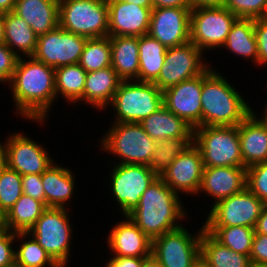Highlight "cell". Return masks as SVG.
Listing matches in <instances>:
<instances>
[{"label": "cell", "mask_w": 267, "mask_h": 267, "mask_svg": "<svg viewBox=\"0 0 267 267\" xmlns=\"http://www.w3.org/2000/svg\"><path fill=\"white\" fill-rule=\"evenodd\" d=\"M37 40L38 36L23 18L13 11L4 13V43L18 57L21 53L24 57L32 56Z\"/></svg>", "instance_id": "obj_28"}, {"label": "cell", "mask_w": 267, "mask_h": 267, "mask_svg": "<svg viewBox=\"0 0 267 267\" xmlns=\"http://www.w3.org/2000/svg\"><path fill=\"white\" fill-rule=\"evenodd\" d=\"M193 143L201 151L204 167L244 166L237 126H197Z\"/></svg>", "instance_id": "obj_5"}, {"label": "cell", "mask_w": 267, "mask_h": 267, "mask_svg": "<svg viewBox=\"0 0 267 267\" xmlns=\"http://www.w3.org/2000/svg\"><path fill=\"white\" fill-rule=\"evenodd\" d=\"M21 184L23 194L31 196L32 198L41 201L45 205V193L41 180V174L22 175Z\"/></svg>", "instance_id": "obj_43"}, {"label": "cell", "mask_w": 267, "mask_h": 267, "mask_svg": "<svg viewBox=\"0 0 267 267\" xmlns=\"http://www.w3.org/2000/svg\"><path fill=\"white\" fill-rule=\"evenodd\" d=\"M87 38L59 26L46 34L39 35L32 57L54 69L80 61Z\"/></svg>", "instance_id": "obj_13"}, {"label": "cell", "mask_w": 267, "mask_h": 267, "mask_svg": "<svg viewBox=\"0 0 267 267\" xmlns=\"http://www.w3.org/2000/svg\"><path fill=\"white\" fill-rule=\"evenodd\" d=\"M7 138V167L20 175L42 174L54 163L46 149L26 135L13 133Z\"/></svg>", "instance_id": "obj_17"}, {"label": "cell", "mask_w": 267, "mask_h": 267, "mask_svg": "<svg viewBox=\"0 0 267 267\" xmlns=\"http://www.w3.org/2000/svg\"><path fill=\"white\" fill-rule=\"evenodd\" d=\"M6 144L0 142V172L7 166Z\"/></svg>", "instance_id": "obj_52"}, {"label": "cell", "mask_w": 267, "mask_h": 267, "mask_svg": "<svg viewBox=\"0 0 267 267\" xmlns=\"http://www.w3.org/2000/svg\"><path fill=\"white\" fill-rule=\"evenodd\" d=\"M189 3L191 10L224 6V0H189Z\"/></svg>", "instance_id": "obj_48"}, {"label": "cell", "mask_w": 267, "mask_h": 267, "mask_svg": "<svg viewBox=\"0 0 267 267\" xmlns=\"http://www.w3.org/2000/svg\"><path fill=\"white\" fill-rule=\"evenodd\" d=\"M22 175L7 166L0 172V214L4 216L23 194Z\"/></svg>", "instance_id": "obj_38"}, {"label": "cell", "mask_w": 267, "mask_h": 267, "mask_svg": "<svg viewBox=\"0 0 267 267\" xmlns=\"http://www.w3.org/2000/svg\"><path fill=\"white\" fill-rule=\"evenodd\" d=\"M138 81L154 82L165 64L167 48L148 34L139 37Z\"/></svg>", "instance_id": "obj_31"}, {"label": "cell", "mask_w": 267, "mask_h": 267, "mask_svg": "<svg viewBox=\"0 0 267 267\" xmlns=\"http://www.w3.org/2000/svg\"><path fill=\"white\" fill-rule=\"evenodd\" d=\"M237 18L224 6L193 9L190 13V41L202 51L223 47Z\"/></svg>", "instance_id": "obj_11"}, {"label": "cell", "mask_w": 267, "mask_h": 267, "mask_svg": "<svg viewBox=\"0 0 267 267\" xmlns=\"http://www.w3.org/2000/svg\"><path fill=\"white\" fill-rule=\"evenodd\" d=\"M203 51L192 41L167 48L165 64L153 82L161 91L202 74L208 67L204 63Z\"/></svg>", "instance_id": "obj_14"}, {"label": "cell", "mask_w": 267, "mask_h": 267, "mask_svg": "<svg viewBox=\"0 0 267 267\" xmlns=\"http://www.w3.org/2000/svg\"><path fill=\"white\" fill-rule=\"evenodd\" d=\"M3 220V216L0 214V222Z\"/></svg>", "instance_id": "obj_60"}, {"label": "cell", "mask_w": 267, "mask_h": 267, "mask_svg": "<svg viewBox=\"0 0 267 267\" xmlns=\"http://www.w3.org/2000/svg\"><path fill=\"white\" fill-rule=\"evenodd\" d=\"M121 81L111 66L88 72L81 101L98 110H105L104 107L112 102Z\"/></svg>", "instance_id": "obj_25"}, {"label": "cell", "mask_w": 267, "mask_h": 267, "mask_svg": "<svg viewBox=\"0 0 267 267\" xmlns=\"http://www.w3.org/2000/svg\"><path fill=\"white\" fill-rule=\"evenodd\" d=\"M111 67L122 80H138L139 37L110 36Z\"/></svg>", "instance_id": "obj_26"}, {"label": "cell", "mask_w": 267, "mask_h": 267, "mask_svg": "<svg viewBox=\"0 0 267 267\" xmlns=\"http://www.w3.org/2000/svg\"><path fill=\"white\" fill-rule=\"evenodd\" d=\"M101 139L102 149L120 156L118 164L149 165L156 147L154 141L140 123H112Z\"/></svg>", "instance_id": "obj_7"}, {"label": "cell", "mask_w": 267, "mask_h": 267, "mask_svg": "<svg viewBox=\"0 0 267 267\" xmlns=\"http://www.w3.org/2000/svg\"><path fill=\"white\" fill-rule=\"evenodd\" d=\"M69 218L67 208L47 207L28 231L60 267H66L71 250Z\"/></svg>", "instance_id": "obj_8"}, {"label": "cell", "mask_w": 267, "mask_h": 267, "mask_svg": "<svg viewBox=\"0 0 267 267\" xmlns=\"http://www.w3.org/2000/svg\"><path fill=\"white\" fill-rule=\"evenodd\" d=\"M121 81L110 103L114 123H140L163 106V92L153 82Z\"/></svg>", "instance_id": "obj_4"}, {"label": "cell", "mask_w": 267, "mask_h": 267, "mask_svg": "<svg viewBox=\"0 0 267 267\" xmlns=\"http://www.w3.org/2000/svg\"><path fill=\"white\" fill-rule=\"evenodd\" d=\"M201 260L208 267H250V256L232 251L217 241L208 231L202 230Z\"/></svg>", "instance_id": "obj_29"}, {"label": "cell", "mask_w": 267, "mask_h": 267, "mask_svg": "<svg viewBox=\"0 0 267 267\" xmlns=\"http://www.w3.org/2000/svg\"><path fill=\"white\" fill-rule=\"evenodd\" d=\"M192 143L193 139H165L157 141L148 166L159 176Z\"/></svg>", "instance_id": "obj_36"}, {"label": "cell", "mask_w": 267, "mask_h": 267, "mask_svg": "<svg viewBox=\"0 0 267 267\" xmlns=\"http://www.w3.org/2000/svg\"><path fill=\"white\" fill-rule=\"evenodd\" d=\"M87 72L77 64L58 67L55 69V91L63 95L71 103L82 100Z\"/></svg>", "instance_id": "obj_33"}, {"label": "cell", "mask_w": 267, "mask_h": 267, "mask_svg": "<svg viewBox=\"0 0 267 267\" xmlns=\"http://www.w3.org/2000/svg\"><path fill=\"white\" fill-rule=\"evenodd\" d=\"M58 16L65 31L86 38L108 36L107 0H59Z\"/></svg>", "instance_id": "obj_6"}, {"label": "cell", "mask_w": 267, "mask_h": 267, "mask_svg": "<svg viewBox=\"0 0 267 267\" xmlns=\"http://www.w3.org/2000/svg\"><path fill=\"white\" fill-rule=\"evenodd\" d=\"M0 43H4V13H0Z\"/></svg>", "instance_id": "obj_54"}, {"label": "cell", "mask_w": 267, "mask_h": 267, "mask_svg": "<svg viewBox=\"0 0 267 267\" xmlns=\"http://www.w3.org/2000/svg\"><path fill=\"white\" fill-rule=\"evenodd\" d=\"M255 232L263 235H267V204L262 209L261 215L258 218Z\"/></svg>", "instance_id": "obj_49"}, {"label": "cell", "mask_w": 267, "mask_h": 267, "mask_svg": "<svg viewBox=\"0 0 267 267\" xmlns=\"http://www.w3.org/2000/svg\"><path fill=\"white\" fill-rule=\"evenodd\" d=\"M15 262L19 267H60L33 236L21 242L18 250H15Z\"/></svg>", "instance_id": "obj_37"}, {"label": "cell", "mask_w": 267, "mask_h": 267, "mask_svg": "<svg viewBox=\"0 0 267 267\" xmlns=\"http://www.w3.org/2000/svg\"><path fill=\"white\" fill-rule=\"evenodd\" d=\"M202 126H238L252 108L228 81L211 67L203 72Z\"/></svg>", "instance_id": "obj_3"}, {"label": "cell", "mask_w": 267, "mask_h": 267, "mask_svg": "<svg viewBox=\"0 0 267 267\" xmlns=\"http://www.w3.org/2000/svg\"><path fill=\"white\" fill-rule=\"evenodd\" d=\"M19 57L5 43H0V83L12 78Z\"/></svg>", "instance_id": "obj_42"}, {"label": "cell", "mask_w": 267, "mask_h": 267, "mask_svg": "<svg viewBox=\"0 0 267 267\" xmlns=\"http://www.w3.org/2000/svg\"><path fill=\"white\" fill-rule=\"evenodd\" d=\"M204 229L232 251L250 256L255 228L246 226H204Z\"/></svg>", "instance_id": "obj_34"}, {"label": "cell", "mask_w": 267, "mask_h": 267, "mask_svg": "<svg viewBox=\"0 0 267 267\" xmlns=\"http://www.w3.org/2000/svg\"><path fill=\"white\" fill-rule=\"evenodd\" d=\"M191 8H153L148 35L166 48L190 41Z\"/></svg>", "instance_id": "obj_18"}, {"label": "cell", "mask_w": 267, "mask_h": 267, "mask_svg": "<svg viewBox=\"0 0 267 267\" xmlns=\"http://www.w3.org/2000/svg\"><path fill=\"white\" fill-rule=\"evenodd\" d=\"M262 118H259L261 122L267 127V105L265 106V111L263 112Z\"/></svg>", "instance_id": "obj_56"}, {"label": "cell", "mask_w": 267, "mask_h": 267, "mask_svg": "<svg viewBox=\"0 0 267 267\" xmlns=\"http://www.w3.org/2000/svg\"><path fill=\"white\" fill-rule=\"evenodd\" d=\"M72 174L71 170L57 166L55 162L41 174L46 207H67L65 204L72 198L75 185Z\"/></svg>", "instance_id": "obj_27"}, {"label": "cell", "mask_w": 267, "mask_h": 267, "mask_svg": "<svg viewBox=\"0 0 267 267\" xmlns=\"http://www.w3.org/2000/svg\"><path fill=\"white\" fill-rule=\"evenodd\" d=\"M110 188L121 213L128 215L139 203L149 185L159 176L144 164H115L111 170ZM112 178V179H111Z\"/></svg>", "instance_id": "obj_10"}, {"label": "cell", "mask_w": 267, "mask_h": 267, "mask_svg": "<svg viewBox=\"0 0 267 267\" xmlns=\"http://www.w3.org/2000/svg\"><path fill=\"white\" fill-rule=\"evenodd\" d=\"M46 208L41 201L22 194L3 216L7 230L15 233L28 232Z\"/></svg>", "instance_id": "obj_32"}, {"label": "cell", "mask_w": 267, "mask_h": 267, "mask_svg": "<svg viewBox=\"0 0 267 267\" xmlns=\"http://www.w3.org/2000/svg\"><path fill=\"white\" fill-rule=\"evenodd\" d=\"M244 167L267 161V127L252 112L238 126Z\"/></svg>", "instance_id": "obj_22"}, {"label": "cell", "mask_w": 267, "mask_h": 267, "mask_svg": "<svg viewBox=\"0 0 267 267\" xmlns=\"http://www.w3.org/2000/svg\"><path fill=\"white\" fill-rule=\"evenodd\" d=\"M179 194L158 177L142 194L138 205L128 214L137 227L151 240L182 227L176 221L186 213Z\"/></svg>", "instance_id": "obj_2"}, {"label": "cell", "mask_w": 267, "mask_h": 267, "mask_svg": "<svg viewBox=\"0 0 267 267\" xmlns=\"http://www.w3.org/2000/svg\"><path fill=\"white\" fill-rule=\"evenodd\" d=\"M16 0H0V13H8L14 10Z\"/></svg>", "instance_id": "obj_50"}, {"label": "cell", "mask_w": 267, "mask_h": 267, "mask_svg": "<svg viewBox=\"0 0 267 267\" xmlns=\"http://www.w3.org/2000/svg\"><path fill=\"white\" fill-rule=\"evenodd\" d=\"M28 236V232L15 233L12 231H7L0 238V267L15 262V250L12 248V244L16 239L22 241V238L27 239Z\"/></svg>", "instance_id": "obj_41"}, {"label": "cell", "mask_w": 267, "mask_h": 267, "mask_svg": "<svg viewBox=\"0 0 267 267\" xmlns=\"http://www.w3.org/2000/svg\"><path fill=\"white\" fill-rule=\"evenodd\" d=\"M246 170L244 166L204 167L198 194L203 191L217 203L239 193L246 188Z\"/></svg>", "instance_id": "obj_20"}, {"label": "cell", "mask_w": 267, "mask_h": 267, "mask_svg": "<svg viewBox=\"0 0 267 267\" xmlns=\"http://www.w3.org/2000/svg\"><path fill=\"white\" fill-rule=\"evenodd\" d=\"M141 267H162L160 263L155 259V257L151 254L149 257H146L142 261Z\"/></svg>", "instance_id": "obj_51"}, {"label": "cell", "mask_w": 267, "mask_h": 267, "mask_svg": "<svg viewBox=\"0 0 267 267\" xmlns=\"http://www.w3.org/2000/svg\"><path fill=\"white\" fill-rule=\"evenodd\" d=\"M246 188L267 204V161L247 167Z\"/></svg>", "instance_id": "obj_40"}, {"label": "cell", "mask_w": 267, "mask_h": 267, "mask_svg": "<svg viewBox=\"0 0 267 267\" xmlns=\"http://www.w3.org/2000/svg\"><path fill=\"white\" fill-rule=\"evenodd\" d=\"M7 227L4 223V220L0 222V238L7 232Z\"/></svg>", "instance_id": "obj_55"}, {"label": "cell", "mask_w": 267, "mask_h": 267, "mask_svg": "<svg viewBox=\"0 0 267 267\" xmlns=\"http://www.w3.org/2000/svg\"><path fill=\"white\" fill-rule=\"evenodd\" d=\"M140 125L156 142L165 139H193L194 135V128L164 105L142 120Z\"/></svg>", "instance_id": "obj_24"}, {"label": "cell", "mask_w": 267, "mask_h": 267, "mask_svg": "<svg viewBox=\"0 0 267 267\" xmlns=\"http://www.w3.org/2000/svg\"><path fill=\"white\" fill-rule=\"evenodd\" d=\"M265 203L244 188L213 204L204 226H246L255 228Z\"/></svg>", "instance_id": "obj_12"}, {"label": "cell", "mask_w": 267, "mask_h": 267, "mask_svg": "<svg viewBox=\"0 0 267 267\" xmlns=\"http://www.w3.org/2000/svg\"><path fill=\"white\" fill-rule=\"evenodd\" d=\"M13 12L39 36L59 26V0H16Z\"/></svg>", "instance_id": "obj_23"}, {"label": "cell", "mask_w": 267, "mask_h": 267, "mask_svg": "<svg viewBox=\"0 0 267 267\" xmlns=\"http://www.w3.org/2000/svg\"><path fill=\"white\" fill-rule=\"evenodd\" d=\"M224 7L238 18L259 19L267 13V0H224Z\"/></svg>", "instance_id": "obj_39"}, {"label": "cell", "mask_w": 267, "mask_h": 267, "mask_svg": "<svg viewBox=\"0 0 267 267\" xmlns=\"http://www.w3.org/2000/svg\"><path fill=\"white\" fill-rule=\"evenodd\" d=\"M121 1L133 3L135 5L142 7H153L152 0H121Z\"/></svg>", "instance_id": "obj_53"}, {"label": "cell", "mask_w": 267, "mask_h": 267, "mask_svg": "<svg viewBox=\"0 0 267 267\" xmlns=\"http://www.w3.org/2000/svg\"><path fill=\"white\" fill-rule=\"evenodd\" d=\"M250 267H267L265 265H255V264H251Z\"/></svg>", "instance_id": "obj_59"}, {"label": "cell", "mask_w": 267, "mask_h": 267, "mask_svg": "<svg viewBox=\"0 0 267 267\" xmlns=\"http://www.w3.org/2000/svg\"><path fill=\"white\" fill-rule=\"evenodd\" d=\"M232 54L252 59L258 63L257 40L254 32V19L237 18L223 45Z\"/></svg>", "instance_id": "obj_30"}, {"label": "cell", "mask_w": 267, "mask_h": 267, "mask_svg": "<svg viewBox=\"0 0 267 267\" xmlns=\"http://www.w3.org/2000/svg\"><path fill=\"white\" fill-rule=\"evenodd\" d=\"M195 267H208L202 260Z\"/></svg>", "instance_id": "obj_57"}, {"label": "cell", "mask_w": 267, "mask_h": 267, "mask_svg": "<svg viewBox=\"0 0 267 267\" xmlns=\"http://www.w3.org/2000/svg\"><path fill=\"white\" fill-rule=\"evenodd\" d=\"M251 264L267 266V235L255 232L251 254Z\"/></svg>", "instance_id": "obj_45"}, {"label": "cell", "mask_w": 267, "mask_h": 267, "mask_svg": "<svg viewBox=\"0 0 267 267\" xmlns=\"http://www.w3.org/2000/svg\"><path fill=\"white\" fill-rule=\"evenodd\" d=\"M110 232L108 245L114 256L149 257L152 240L146 236L128 215Z\"/></svg>", "instance_id": "obj_21"}, {"label": "cell", "mask_w": 267, "mask_h": 267, "mask_svg": "<svg viewBox=\"0 0 267 267\" xmlns=\"http://www.w3.org/2000/svg\"><path fill=\"white\" fill-rule=\"evenodd\" d=\"M108 36L148 34L153 7H142L121 0H107Z\"/></svg>", "instance_id": "obj_19"}, {"label": "cell", "mask_w": 267, "mask_h": 267, "mask_svg": "<svg viewBox=\"0 0 267 267\" xmlns=\"http://www.w3.org/2000/svg\"><path fill=\"white\" fill-rule=\"evenodd\" d=\"M203 73L165 89L163 105L192 128L202 126Z\"/></svg>", "instance_id": "obj_16"}, {"label": "cell", "mask_w": 267, "mask_h": 267, "mask_svg": "<svg viewBox=\"0 0 267 267\" xmlns=\"http://www.w3.org/2000/svg\"><path fill=\"white\" fill-rule=\"evenodd\" d=\"M254 32L257 40L258 65L267 66V18L254 19Z\"/></svg>", "instance_id": "obj_44"}, {"label": "cell", "mask_w": 267, "mask_h": 267, "mask_svg": "<svg viewBox=\"0 0 267 267\" xmlns=\"http://www.w3.org/2000/svg\"><path fill=\"white\" fill-rule=\"evenodd\" d=\"M27 58L19 57L9 86L16 111L41 124L56 98L55 69L32 56Z\"/></svg>", "instance_id": "obj_1"}, {"label": "cell", "mask_w": 267, "mask_h": 267, "mask_svg": "<svg viewBox=\"0 0 267 267\" xmlns=\"http://www.w3.org/2000/svg\"><path fill=\"white\" fill-rule=\"evenodd\" d=\"M79 65L87 73L111 66L110 36L87 38Z\"/></svg>", "instance_id": "obj_35"}, {"label": "cell", "mask_w": 267, "mask_h": 267, "mask_svg": "<svg viewBox=\"0 0 267 267\" xmlns=\"http://www.w3.org/2000/svg\"><path fill=\"white\" fill-rule=\"evenodd\" d=\"M203 169L201 151L192 143L173 160L159 177L177 194L184 192L194 195L198 194Z\"/></svg>", "instance_id": "obj_15"}, {"label": "cell", "mask_w": 267, "mask_h": 267, "mask_svg": "<svg viewBox=\"0 0 267 267\" xmlns=\"http://www.w3.org/2000/svg\"><path fill=\"white\" fill-rule=\"evenodd\" d=\"M203 229L204 224L196 236L183 226L164 233L152 240L151 254L162 267H195L201 260L200 240Z\"/></svg>", "instance_id": "obj_9"}, {"label": "cell", "mask_w": 267, "mask_h": 267, "mask_svg": "<svg viewBox=\"0 0 267 267\" xmlns=\"http://www.w3.org/2000/svg\"><path fill=\"white\" fill-rule=\"evenodd\" d=\"M153 8H190L189 0H152Z\"/></svg>", "instance_id": "obj_47"}, {"label": "cell", "mask_w": 267, "mask_h": 267, "mask_svg": "<svg viewBox=\"0 0 267 267\" xmlns=\"http://www.w3.org/2000/svg\"><path fill=\"white\" fill-rule=\"evenodd\" d=\"M1 267H19V266L17 265L16 262H13V263H11V264H9V265L1 266Z\"/></svg>", "instance_id": "obj_58"}, {"label": "cell", "mask_w": 267, "mask_h": 267, "mask_svg": "<svg viewBox=\"0 0 267 267\" xmlns=\"http://www.w3.org/2000/svg\"><path fill=\"white\" fill-rule=\"evenodd\" d=\"M146 257L112 256L106 267H141Z\"/></svg>", "instance_id": "obj_46"}]
</instances>
